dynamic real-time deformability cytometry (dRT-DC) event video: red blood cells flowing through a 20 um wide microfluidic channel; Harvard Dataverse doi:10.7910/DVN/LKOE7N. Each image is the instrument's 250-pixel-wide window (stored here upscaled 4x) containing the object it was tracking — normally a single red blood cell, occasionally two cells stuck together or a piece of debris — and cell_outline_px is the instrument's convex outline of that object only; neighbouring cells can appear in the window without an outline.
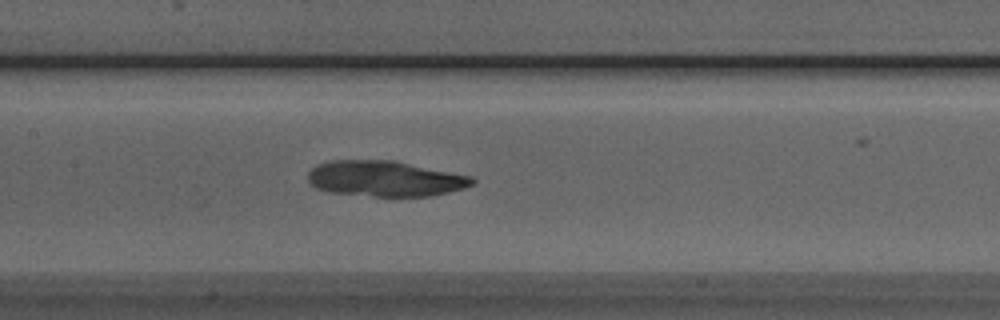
{"species": "Egyptian fruit bat (a non-hibernating species)", "species_latin": "Rousettus aegyptiacus", "temperature_condition": "room temperature", "stored_images_in_passage": 41, "camera_frame_rate_fps": 3000, "um_per_image_px": 0.085, "animal": {"sex": "male"}, "frame": {"image": 1, "passage_image": 19, "time_ms": 6.0, "image_size_px": [1000, 320], "cell_outline_px": [[476, 180], [472, 184], [464, 188], [432, 196], [372, 196], [328, 192], [316, 188], [308, 180], [308, 172], [316, 164], [332, 160], [392, 160], [472, 176]], "centroid_in_image_um": [32.71, 15.18], "position_along_channel_um": 174.7, "area_um2": 34.1}}
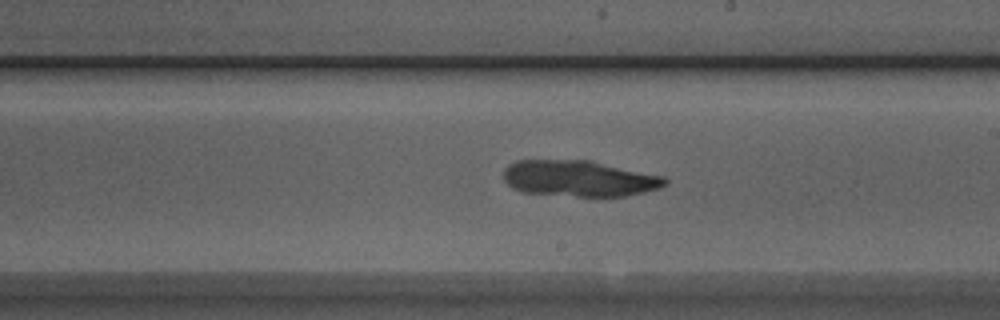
{"frame": {"image": 2, "passage_image": 24, "time_ms": 7.667, "image_size_px": [1000, 320], "cell_outline_px": [[668, 184], [660, 188], [644, 192], [624, 196], [576, 196], [520, 192], [512, 188], [504, 180], [504, 168], [508, 164], [516, 160], [592, 160], [664, 176], [668, 180]], "centroid_in_image_um": [49.23, 15.16], "position_along_channel_um": 239.8, "area_um2": 34.28}}
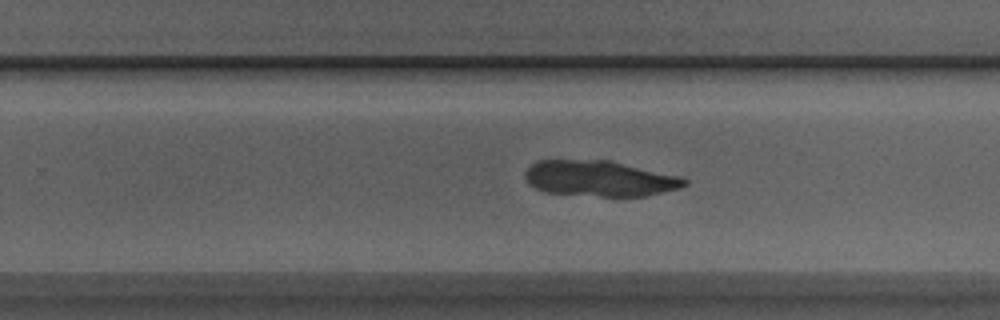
{"frame": {"image": 3, "passage_image": 27, "time_ms": 8.667, "image_size_px": [1000, 320], "cell_outline_px": [[688, 184], [680, 188], [648, 196], [600, 196], [544, 192], [528, 184], [524, 176], [524, 172], [536, 160], [612, 160], [680, 176], [688, 180]], "centroid_in_image_um": [50.98, 15.17], "position_along_channel_um": 278.8, "area_um2": 33.47}}